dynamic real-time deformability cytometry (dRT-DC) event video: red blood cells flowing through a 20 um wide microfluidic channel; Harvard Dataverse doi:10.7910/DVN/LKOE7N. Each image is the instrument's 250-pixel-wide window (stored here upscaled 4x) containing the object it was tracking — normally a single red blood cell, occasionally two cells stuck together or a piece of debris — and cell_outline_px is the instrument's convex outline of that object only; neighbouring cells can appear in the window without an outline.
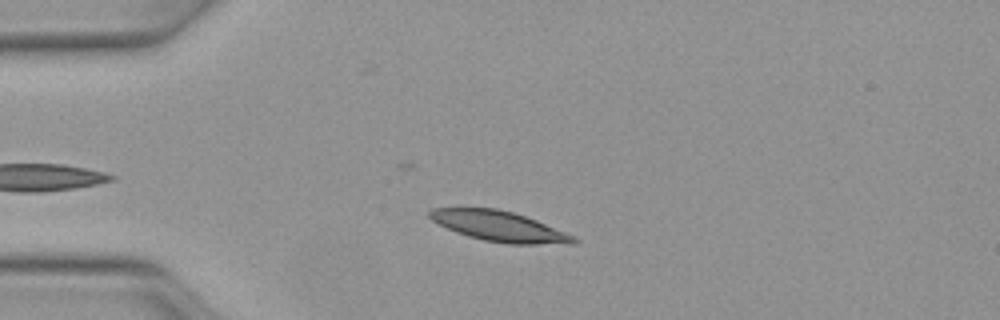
{"species": "Egyptian fruit bat (a non-hibernating species)", "species_latin": "Rousettus aegyptiacus", "temperature_condition": "warm", "stored_images_in_passage": 43, "camera_frame_rate_fps": 3000, "um_per_image_px": 0.085, "animal": {"sex": "female"}, "frame": {"image": 1, "passage_image": 9, "time_ms": 2.667, "image_size_px": [1000, 320], "cell_outline_px": [[580, 240], [572, 244], [508, 244], [484, 240], [468, 236], [456, 232], [432, 220], [428, 216], [428, 212], [432, 208], [496, 208], [512, 212], [536, 220], [576, 236]], "centroid_in_image_um": [42.48, 19.24], "position_along_channel_um": 42.5, "area_um2": 25.32}}
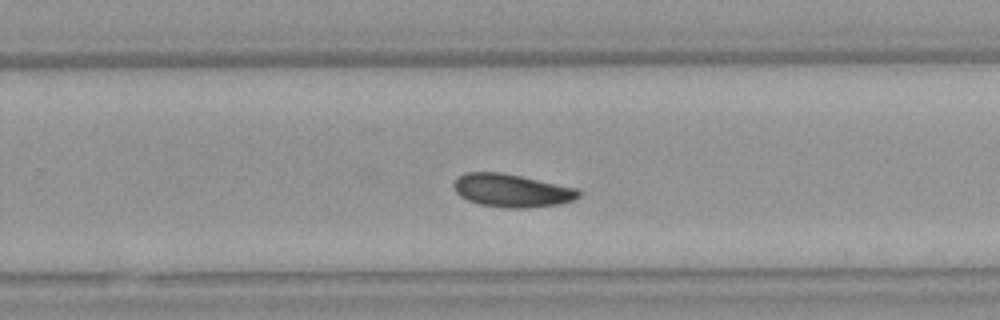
{"frame": {"image": 2, "passage_image": 29, "time_ms": 9.333, "image_size_px": [1000, 320], "cell_outline_px": [[580, 196], [572, 200], [560, 204], [528, 208], [504, 208], [480, 204], [468, 200], [460, 196], [452, 188], [452, 184], [456, 176], [464, 172], [500, 172], [520, 176], [576, 188], [580, 192]], "centroid_in_image_um": [43.43, 16.19], "position_along_channel_um": 286.4, "area_um2": 24.16}}
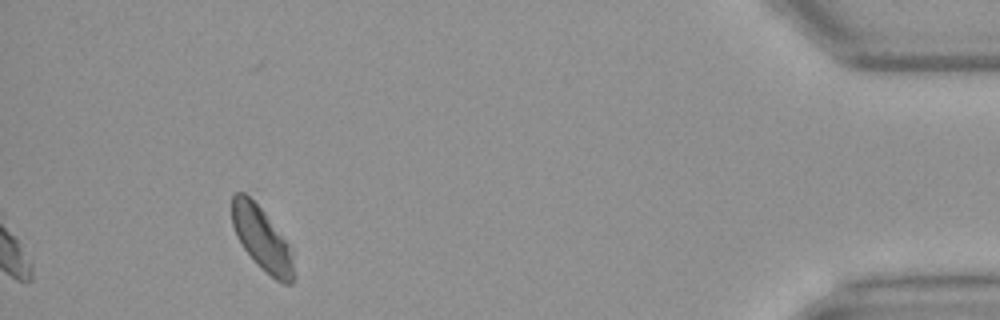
{"frame": {"image": 3, "passage_image": 43, "time_ms": 14.0, "image_size_px": [1000, 320], "cell_outline_px": [[296, 276], [292, 284], [284, 284], [276, 280], [244, 248], [236, 236], [232, 224], [232, 196], [236, 192], [244, 192], [264, 212], [292, 248]], "centroid_in_image_um": [22.31, 20.31], "position_along_channel_um": 412.9, "area_um2": 22.48}, "authors_computed_cell_mechanics": {"area_um2": 24.1604, "velocity_mm_per_s": 4.0654, "shape_relaxation_time_tau1_ms": 3.9671, "shape_relaxation_time_tau2_ms": null, "deformation_change_tau1": 0.1083, "deformation_change_tau2": null}}